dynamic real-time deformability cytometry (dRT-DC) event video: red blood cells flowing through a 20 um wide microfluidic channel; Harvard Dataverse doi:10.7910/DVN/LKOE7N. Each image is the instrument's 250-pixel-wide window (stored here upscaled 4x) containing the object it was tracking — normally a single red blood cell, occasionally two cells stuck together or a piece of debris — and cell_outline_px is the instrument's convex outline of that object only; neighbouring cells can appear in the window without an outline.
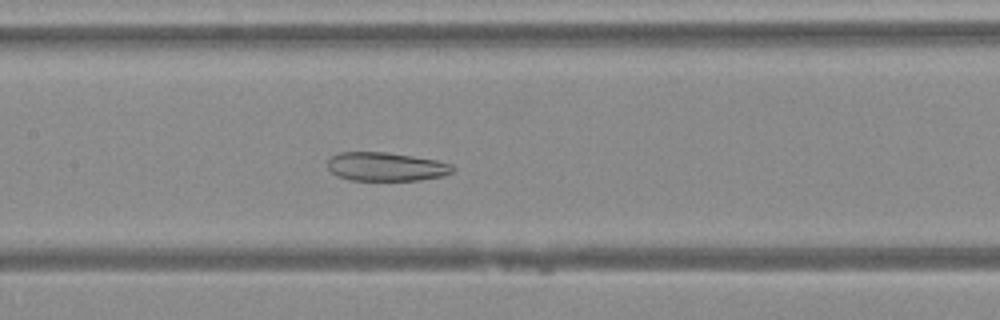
{"species": "Egyptian fruit bat (a non-hibernating species)", "species_latin": "Rousettus aegyptiacus", "temperature_condition": "warm", "stored_images_in_passage": 48, "camera_frame_rate_fps": 3000, "um_per_image_px": 0.085, "animal": {"sex": "female"}, "frame": {"image": 1, "passage_image": 23, "time_ms": 7.333, "image_size_px": [1000, 320], "cell_outline_px": [[456, 168], [452, 172], [440, 176], [420, 180], [352, 180], [336, 176], [328, 168], [328, 160], [332, 156], [340, 152], [384, 152], [412, 156], [436, 160], [452, 164]], "centroid_in_image_um": [32.81, 14.17], "position_along_channel_um": 174.6, "area_um2": 20.81}}
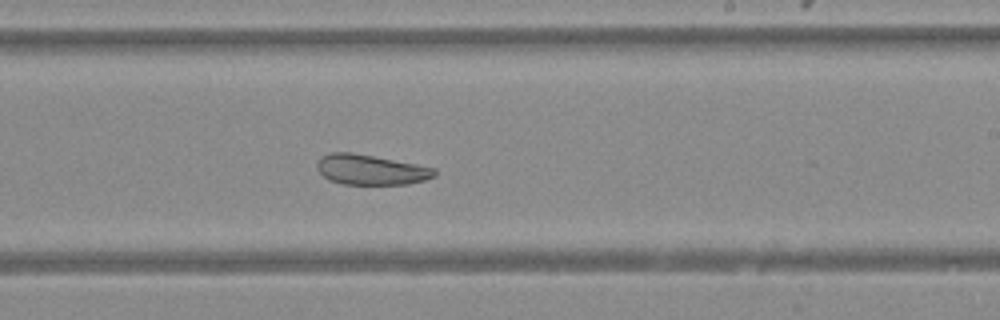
{"frame": {"image": 2, "passage_image": 29, "time_ms": 9.333, "image_size_px": [1000, 320], "cell_outline_px": [[436, 176], [424, 180], [408, 184], [344, 184], [328, 180], [316, 168], [316, 164], [324, 156], [332, 152], [352, 152], [416, 164], [436, 168]], "centroid_in_image_um": [31.54, 14.43], "position_along_channel_um": 257.5, "area_um2": 20.52}}
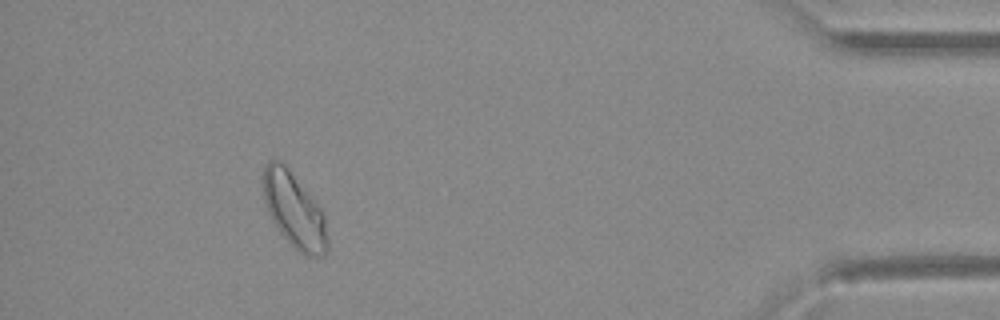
{"frame": {"image": 3, "passage_image": 44, "time_ms": 14.333, "image_size_px": [1000, 320], "cell_outline_px": [[328, 252], [324, 256], [304, 256], [280, 232], [272, 220], [268, 212], [264, 200], [264, 164], [268, 160], [280, 160], [284, 164], [320, 208], [324, 216], [328, 240]], "centroid_in_image_um": [25.01, 17.9], "position_along_channel_um": 410.2, "area_um2": 27.57}}